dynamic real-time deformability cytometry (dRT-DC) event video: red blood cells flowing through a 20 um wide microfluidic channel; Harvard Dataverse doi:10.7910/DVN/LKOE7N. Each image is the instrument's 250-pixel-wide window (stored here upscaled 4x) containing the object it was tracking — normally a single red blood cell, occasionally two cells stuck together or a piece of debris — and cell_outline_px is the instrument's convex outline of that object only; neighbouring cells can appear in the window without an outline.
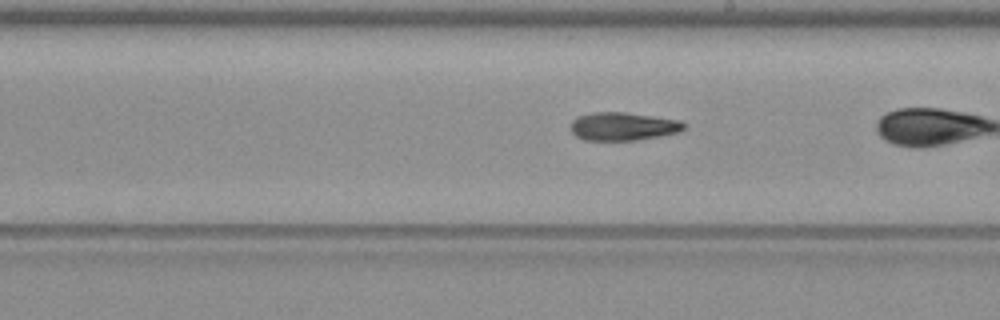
{"species": "common noctule bat (a hibernating species)", "species_latin": "Nyctalus noctula", "temperature_condition": "warm", "stored_images_in_passage": 39, "camera_frame_rate_fps": 3000, "um_per_image_px": 0.085, "animal": {"sex": "female", "body_mass_g": 19.3, "forearm_length_mm": 54.1}, "frame": {"image": 1, "passage_image": 28, "time_ms": 9.0, "image_size_px": [1000, 320], "cell_outline_px": [[688, 128], [680, 132], [660, 136], [636, 140], [584, 140], [576, 136], [572, 132], [572, 120], [576, 116], [592, 112], [624, 112], [680, 120], [688, 124]], "centroid_in_image_um": [53.01, 10.74], "position_along_channel_um": 236.0, "area_um2": 18.79}}